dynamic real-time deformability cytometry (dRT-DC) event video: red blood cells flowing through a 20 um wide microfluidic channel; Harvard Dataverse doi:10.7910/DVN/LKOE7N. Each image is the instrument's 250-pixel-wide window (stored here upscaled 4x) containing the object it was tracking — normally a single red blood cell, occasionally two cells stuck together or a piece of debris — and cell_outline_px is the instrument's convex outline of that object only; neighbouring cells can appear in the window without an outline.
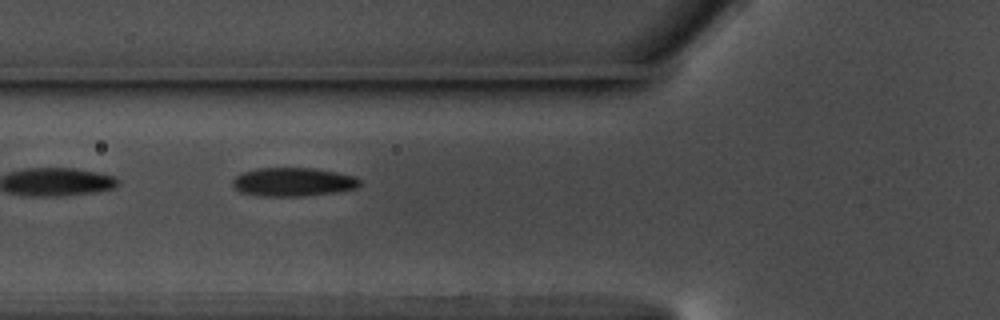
{"species": "common noctule bat (a hibernating species)", "species_latin": "Nyctalus noctula", "temperature_condition": "warm", "stored_images_in_passage": 9, "camera_frame_rate_fps": 3000, "um_per_image_px": 0.085, "animal": {"sex": "male", "body_mass_g": 17.5, "forearm_length_mm": 52.3}, "frame": {"image": 1, "passage_image": 4, "time_ms": 1.0, "image_size_px": [1000, 320], "cell_outline_px": [[360, 184], [356, 188], [332, 192], [304, 196], [260, 196], [240, 192], [232, 184], [232, 180], [236, 176], [244, 172], [256, 168], [312, 168], [336, 172], [356, 176], [360, 180]], "centroid_in_image_um": [24.9, 15.46], "position_along_channel_um": 100.9, "area_um2": 21.1}}